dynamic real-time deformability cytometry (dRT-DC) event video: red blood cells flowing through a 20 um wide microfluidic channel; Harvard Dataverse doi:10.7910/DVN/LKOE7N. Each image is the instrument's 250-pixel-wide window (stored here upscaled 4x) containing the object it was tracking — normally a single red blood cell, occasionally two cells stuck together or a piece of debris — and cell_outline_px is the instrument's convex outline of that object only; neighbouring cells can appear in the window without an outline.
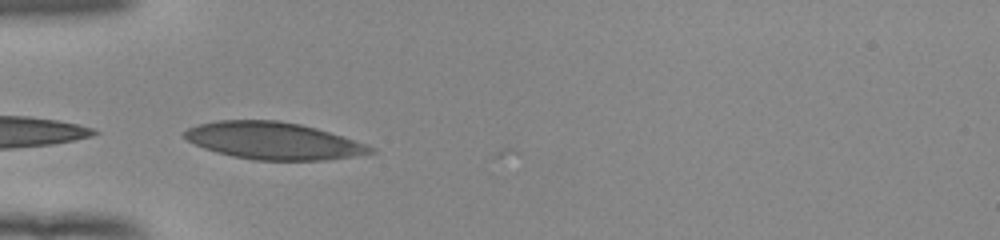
{"species": "human", "species_latin": "Homo sapiens", "temperature_condition": "room temperature", "stored_images_in_passage": 6, "camera_frame_rate_fps": 3000, "um_per_image_px": 0.085, "donor": {"sex": "female"}, "frame": {"image": 1, "passage_image": 1, "time_ms": 0.0, "image_size_px": [1000, 240], "cell_outline_px": [[376, 152], [352, 156], [324, 160], [252, 160], [232, 156], [216, 152], [204, 148], [188, 140], [184, 136], [184, 132], [188, 128], [200, 124], [216, 120], [276, 120], [300, 124], [316, 128], [368, 144], [376, 148]], "centroid_in_image_um": [23.26, 11.97], "position_along_channel_um": 61.7, "area_um2": 40.11}}